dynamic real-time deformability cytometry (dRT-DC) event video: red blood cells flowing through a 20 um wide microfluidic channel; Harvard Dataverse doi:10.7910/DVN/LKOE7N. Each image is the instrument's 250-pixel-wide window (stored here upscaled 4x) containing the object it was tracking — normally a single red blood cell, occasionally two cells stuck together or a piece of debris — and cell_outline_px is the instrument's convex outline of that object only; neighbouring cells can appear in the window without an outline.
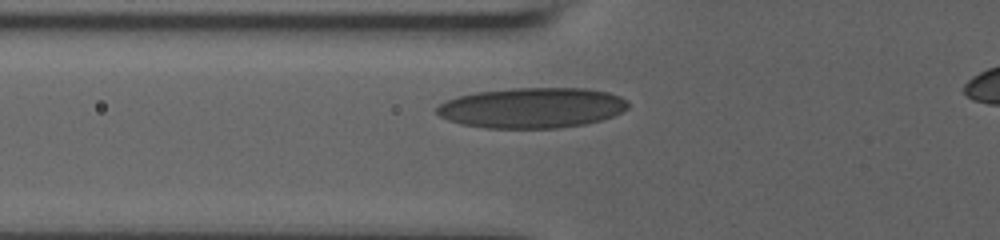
{"species": "human", "species_latin": "Homo sapiens", "temperature_condition": "room temperature", "stored_images_in_passage": 44, "camera_frame_rate_fps": 3000, "um_per_image_px": 0.085, "donor": {"sex": "male"}, "frame": {"image": 1, "passage_image": 3, "time_ms": 0.333, "image_size_px": [1000, 240], "cell_outline_px": [[628, 108], [612, 116], [600, 120], [584, 124], [560, 128], [484, 128], [460, 124], [448, 120], [440, 116], [436, 112], [436, 108], [440, 104], [448, 100], [460, 96], [476, 92], [512, 88], [584, 88], [608, 92], [620, 96], [628, 100]], "centroid_in_image_um": [45.22, 9.17], "position_along_channel_um": 80.6, "area_um2": 45.03}}
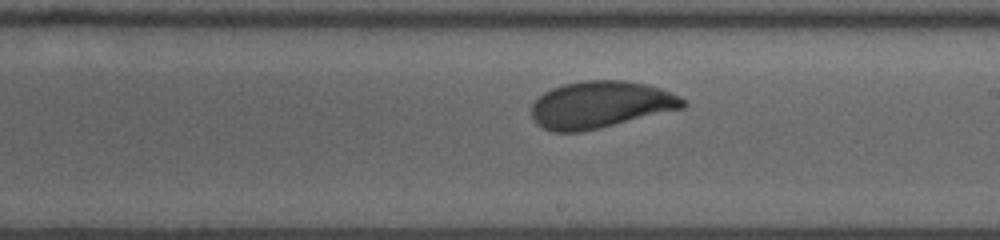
{"frame": {"image": 2, "passage_image": 24, "time_ms": 4.667, "image_size_px": [1000, 240], "cell_outline_px": [[688, 104], [684, 108], [584, 132], [552, 132], [536, 124], [532, 120], [532, 104], [544, 92], [552, 88], [564, 84], [584, 80], [624, 80], [648, 84], [660, 88], [680, 96], [688, 100]], "centroid_in_image_um": [51.07, 8.9], "position_along_channel_um": 237.9, "area_um2": 41.85}}
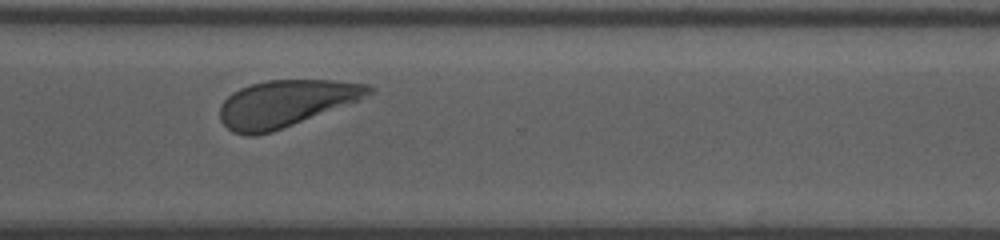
{"frame": {"image": 3, "passage_image": 43, "time_ms": 7.667, "image_size_px": [1000, 240], "cell_outline_px": [[376, 88], [372, 92], [360, 100], [272, 132], [256, 136], [248, 136], [232, 132], [220, 120], [220, 104], [232, 92], [240, 88], [252, 84], [268, 80], [332, 80], [368, 84]], "centroid_in_image_um": [24.28, 8.79], "position_along_channel_um": 346.3, "area_um2": 40.52}}